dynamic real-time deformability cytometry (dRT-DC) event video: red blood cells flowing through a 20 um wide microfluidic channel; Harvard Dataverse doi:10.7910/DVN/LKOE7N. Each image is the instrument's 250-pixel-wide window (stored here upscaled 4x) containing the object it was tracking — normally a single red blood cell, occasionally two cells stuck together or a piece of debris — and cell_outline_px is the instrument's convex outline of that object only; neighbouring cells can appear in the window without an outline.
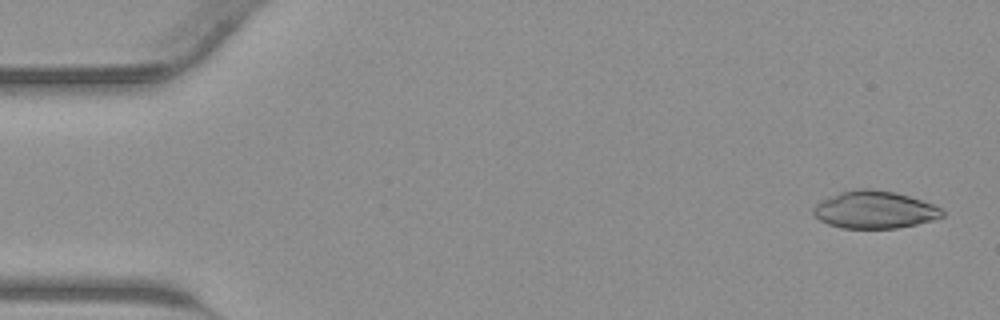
{"species": "common noctule bat (a hibernating species)", "species_latin": "Nyctalus noctula", "temperature_condition": "warm", "stored_images_in_passage": 43, "camera_frame_rate_fps": 3000, "um_per_image_px": 0.085, "animal": {"sex": "male", "body_mass_g": 23.1, "forearm_length_mm": 52.7}, "frame": {"image": 1, "passage_image": 2, "time_ms": 0.333, "image_size_px": [1000, 320], "cell_outline_px": [[944, 216], [932, 220], [916, 224], [896, 228], [844, 228], [828, 224], [820, 220], [812, 212], [812, 208], [820, 200], [840, 192], [856, 188], [868, 188], [896, 192], [932, 204], [940, 208], [944, 212]], "centroid_in_image_um": [74.31, 17.82], "position_along_channel_um": 10.7, "area_um2": 28.03}}